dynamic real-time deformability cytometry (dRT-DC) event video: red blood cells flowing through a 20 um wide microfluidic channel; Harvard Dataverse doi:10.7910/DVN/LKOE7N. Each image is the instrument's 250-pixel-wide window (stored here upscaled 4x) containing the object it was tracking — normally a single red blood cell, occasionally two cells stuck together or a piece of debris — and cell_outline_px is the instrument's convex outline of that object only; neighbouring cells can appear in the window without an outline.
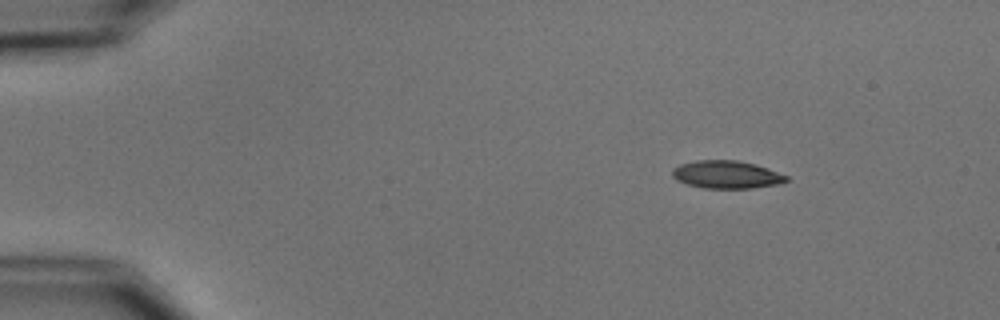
{"species": "common noctule bat (a hibernating species)", "species_latin": "Nyctalus noctula", "temperature_condition": "cold", "stored_images_in_passage": 6, "camera_frame_rate_fps": 3000, "um_per_image_px": 0.085, "animal": {"sex": "male", "body_mass_g": 15.6}, "frame": {"image": 1, "passage_image": 1, "time_ms": 0.0, "image_size_px": [1000, 320], "cell_outline_px": [[788, 180], [776, 184], [752, 188], [704, 188], [688, 184], [676, 180], [672, 176], [672, 168], [680, 164], [696, 160], [736, 160], [756, 164], [768, 168], [788, 176]], "centroid_in_image_um": [61.73, 14.83], "position_along_channel_um": 23.3, "area_um2": 18.44}}
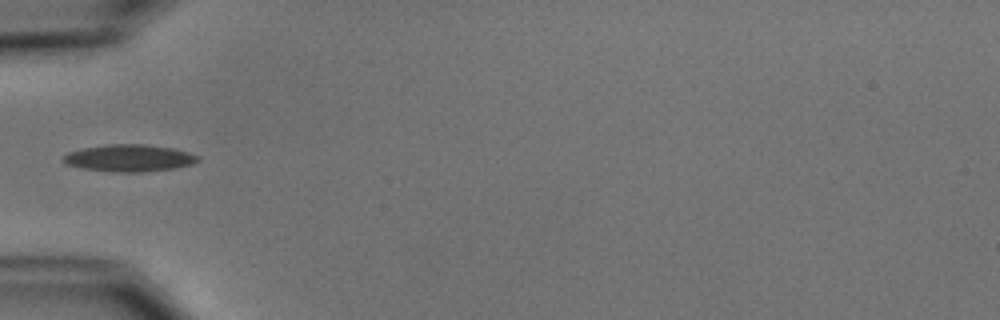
{"frame": {"image": 2, "passage_image": 4, "time_ms": 3.667, "image_size_px": [1000, 320], "cell_outline_px": [[200, 160], [192, 164], [176, 168], [144, 172], [116, 172], [84, 168], [68, 164], [60, 160], [68, 152], [84, 148], [108, 144], [144, 144], [172, 148], [188, 152], [200, 156]], "centroid_in_image_um": [11.02, 13.43], "position_along_channel_um": 74.0, "area_um2": 21.15}}